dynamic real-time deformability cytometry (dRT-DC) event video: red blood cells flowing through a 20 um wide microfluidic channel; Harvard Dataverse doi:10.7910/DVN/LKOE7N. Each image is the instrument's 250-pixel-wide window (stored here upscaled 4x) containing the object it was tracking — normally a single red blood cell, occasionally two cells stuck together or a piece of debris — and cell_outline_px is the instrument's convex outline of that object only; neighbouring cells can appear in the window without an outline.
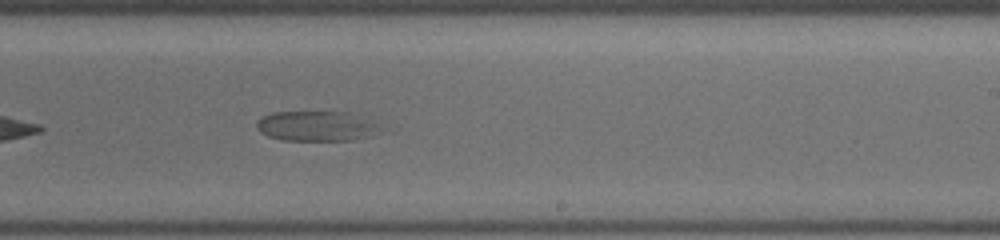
{"species": "common noctule bat (a hibernating species)", "species_latin": "Nyctalus noctula", "temperature_condition": "cold", "stored_images_in_passage": 23, "camera_frame_rate_fps": 3000, "um_per_image_px": 0.085, "animal": {"sex": "female", "body_mass_g": 19.5, "forearm_length_mm": 54.1}, "frame": {"image": 1, "passage_image": 23, "time_ms": 11.667, "image_size_px": [1000, 240], "cell_outline_px": [[372, 128], [364, 136], [352, 140], [284, 140], [268, 136], [260, 132], [256, 124], [256, 120], [272, 112], [348, 112], [372, 124]], "centroid_in_image_um": [26.63, 10.71], "position_along_channel_um": 262.4, "area_um2": 20.4}}